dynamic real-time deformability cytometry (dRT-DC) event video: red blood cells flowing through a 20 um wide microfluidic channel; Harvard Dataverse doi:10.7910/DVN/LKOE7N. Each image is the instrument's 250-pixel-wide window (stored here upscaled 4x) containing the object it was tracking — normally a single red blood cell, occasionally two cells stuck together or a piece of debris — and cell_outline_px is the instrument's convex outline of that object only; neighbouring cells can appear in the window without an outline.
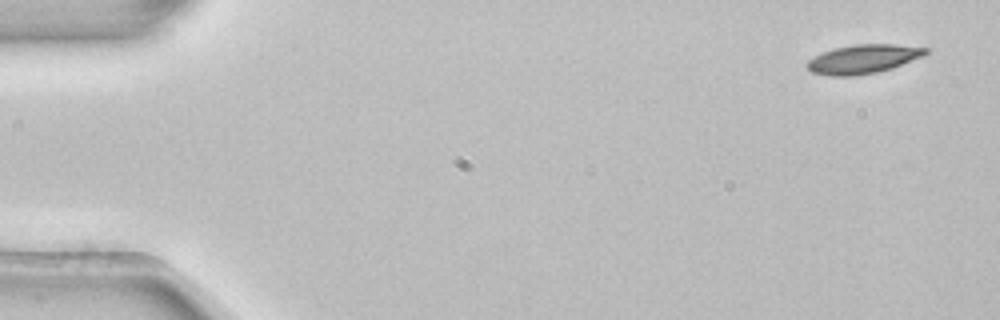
{"species": "common noctule bat (a hibernating species)", "species_latin": "Nyctalus noctula", "temperature_condition": "room temperature", "stored_images_in_passage": 52, "camera_frame_rate_fps": 3000, "um_per_image_px": 0.085, "animal": {"sex": "female", "body_mass_g": 22.7, "forearm_length_mm": 54.2}, "frame": {"image": 1, "passage_image": 1, "time_ms": 0.0, "image_size_px": [1000, 320], "cell_outline_px": [[928, 52], [924, 56], [892, 68], [876, 72], [852, 76], [828, 76], [812, 72], [804, 64], [808, 60], [824, 52], [836, 48], [856, 44], [896, 44], [928, 48]], "centroid_in_image_um": [73.38, 5.02], "position_along_channel_um": 11.6, "area_um2": 19.88}}
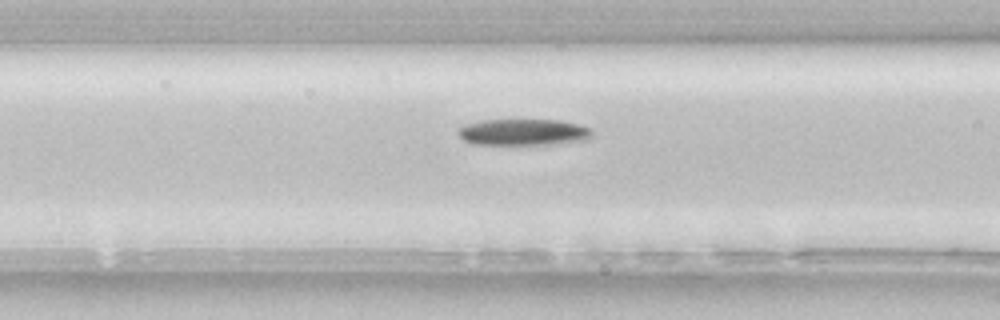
{"frame": {"image": 2, "passage_image": 20, "time_ms": 6.333, "image_size_px": [1000, 320], "cell_outline_px": [[592, 136], [584, 140], [552, 144], [472, 144], [464, 140], [456, 132], [460, 128], [468, 124], [480, 120], [560, 120], [580, 124], [592, 128]], "centroid_in_image_um": [44.51, 11.23], "position_along_channel_um": 122.1, "area_um2": 20.58}}
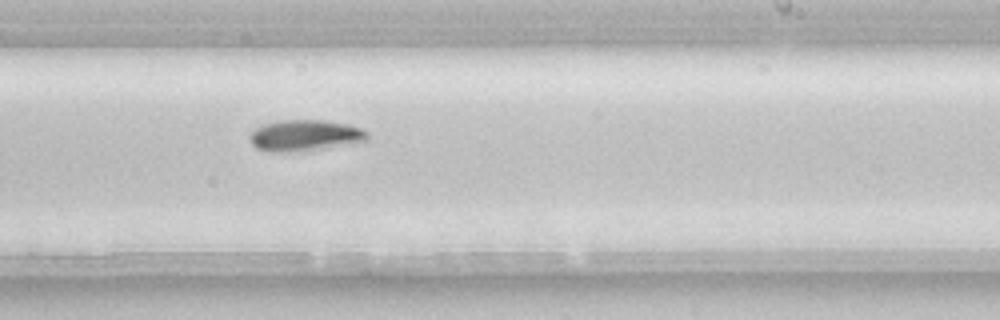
{"frame": {"image": 3, "passage_image": 31, "time_ms": 10.0, "image_size_px": [1000, 320], "cell_outline_px": [[368, 140], [352, 144], [300, 152], [268, 152], [256, 148], [248, 140], [248, 136], [256, 128], [264, 124], [276, 120], [324, 120], [348, 124], [360, 128], [368, 132]], "centroid_in_image_um": [25.9, 11.53], "position_along_channel_um": 263.1, "area_um2": 21.79}, "authors_computed_cell_mechanics": {"area_um2": 20.1433, "velocity_mm_per_s": 3.8471, "shape_relaxation_time_tau1_ms": 8.2665, "shape_relaxation_time_tau2_ms": null, "deformation_change_tau1": 0.206, "deformation_change_tau2": null}}